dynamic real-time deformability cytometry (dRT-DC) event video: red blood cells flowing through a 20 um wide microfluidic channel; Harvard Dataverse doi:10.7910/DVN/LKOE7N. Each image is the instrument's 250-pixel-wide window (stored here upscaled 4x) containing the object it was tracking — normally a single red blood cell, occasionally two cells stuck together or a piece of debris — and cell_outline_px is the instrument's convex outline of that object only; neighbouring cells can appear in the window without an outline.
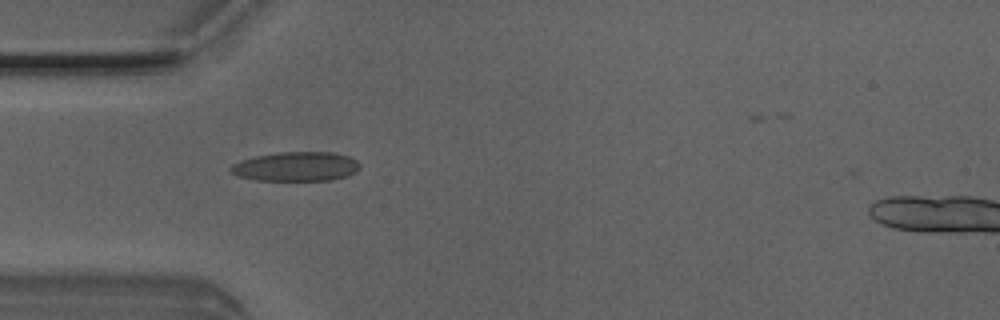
{"species": "Egyptian fruit bat (a non-hibernating species)", "species_latin": "Rousettus aegyptiacus", "temperature_condition": "room temperature", "stored_images_in_passage": 5, "camera_frame_rate_fps": 3000, "um_per_image_px": 0.085, "animal": {"sex": "male"}, "frame": {"image": 1, "passage_image": 3, "time_ms": 0.667, "image_size_px": [1000, 320], "cell_outline_px": [[360, 168], [356, 172], [348, 176], [332, 180], [256, 180], [236, 176], [228, 172], [228, 168], [232, 164], [240, 160], [256, 156], [280, 152], [332, 152], [348, 156], [356, 160], [360, 164]], "centroid_in_image_um": [25.14, 14.16], "position_along_channel_um": 59.9, "area_um2": 22.31}}